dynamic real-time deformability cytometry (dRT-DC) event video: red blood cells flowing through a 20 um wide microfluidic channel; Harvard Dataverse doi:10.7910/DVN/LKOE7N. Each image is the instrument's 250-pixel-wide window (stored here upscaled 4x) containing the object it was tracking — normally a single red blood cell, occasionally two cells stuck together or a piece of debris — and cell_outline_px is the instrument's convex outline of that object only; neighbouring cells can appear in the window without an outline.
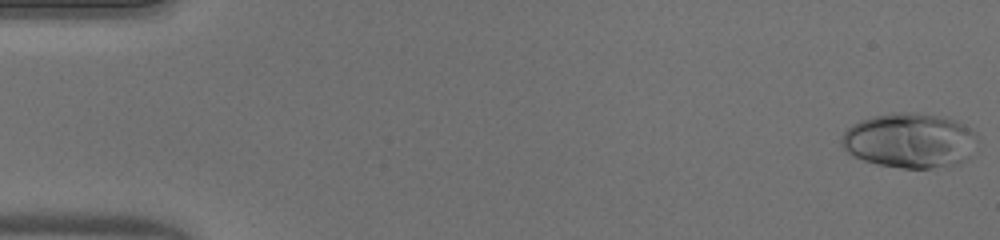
{"species": "human", "species_latin": "Homo sapiens", "temperature_condition": "warm", "stored_images_in_passage": 50, "camera_frame_rate_fps": 3000, "um_per_image_px": 0.085, "donor": {"sex": "male"}, "frame": {"image": 1, "passage_image": 1, "time_ms": 0.0, "image_size_px": [1000, 240], "cell_outline_px": [[976, 140], [972, 156], [956, 164], [932, 168], [900, 168], [876, 164], [864, 160], [848, 152], [844, 148], [840, 140], [844, 132], [852, 124], [860, 120], [872, 116], [900, 112], [912, 112], [936, 116], [952, 120], [976, 132]], "centroid_in_image_um": [77.31, 11.96], "position_along_channel_um": 7.7, "area_um2": 43.12}}
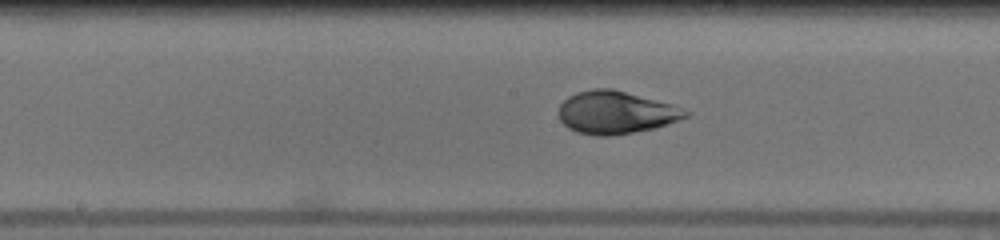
{"frame": {"image": 2, "passage_image": 26, "time_ms": 8.333, "image_size_px": [1000, 240], "cell_outline_px": [[692, 112], [688, 116], [656, 128], [608, 136], [596, 136], [576, 132], [568, 128], [560, 120], [560, 104], [568, 96], [576, 92], [592, 88], [612, 88], [672, 104]], "centroid_in_image_um": [52.34, 9.55], "position_along_channel_um": 195.9, "area_um2": 31.56}}
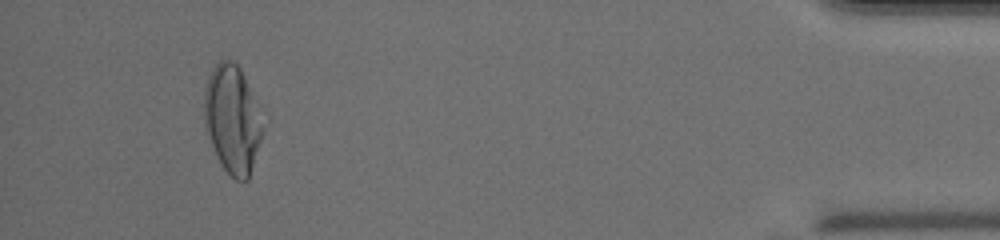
{"frame": {"image": 3, "passage_image": 47, "time_ms": 15.333, "image_size_px": [1000, 240], "cell_outline_px": [[264, 128], [248, 180], [236, 180], [224, 168], [212, 144], [204, 120], [204, 92], [208, 76], [212, 68], [220, 60], [232, 60], [240, 68], [244, 76]], "centroid_in_image_um": [19.73, 10.11], "position_along_channel_um": 415.5, "area_um2": 35.72}, "authors_computed_cell_mechanics": {"area_um2": 34.102, "velocity_mm_per_s": 4.0912, "shape_relaxation_time_tau1_ms": 4.1772, "shape_relaxation_time_tau2_ms": null, "deformation_change_tau1": 0.2265, "deformation_change_tau2": null}}